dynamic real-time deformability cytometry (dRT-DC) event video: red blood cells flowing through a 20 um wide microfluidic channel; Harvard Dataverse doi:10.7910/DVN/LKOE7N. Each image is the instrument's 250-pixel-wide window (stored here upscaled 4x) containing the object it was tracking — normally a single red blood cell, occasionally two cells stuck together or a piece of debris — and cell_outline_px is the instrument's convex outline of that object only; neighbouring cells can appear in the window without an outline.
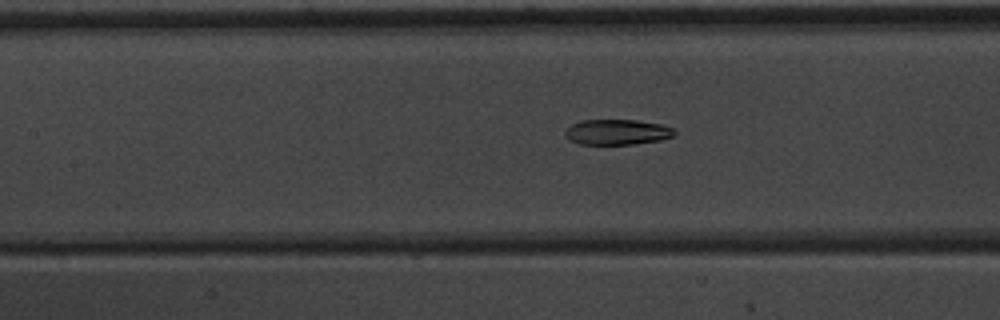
{"species": "common noctule bat (a hibernating species)", "species_latin": "Nyctalus noctula", "temperature_condition": "warm", "stored_images_in_passage": 30, "camera_frame_rate_fps": 3000, "um_per_image_px": 0.085, "animal": {"sex": "male", "body_mass_g": 20.1, "forearm_length_mm": 53.5}, "frame": {"image": 1, "passage_image": 5, "time_ms": 1.333, "image_size_px": [1000, 320], "cell_outline_px": [[676, 132], [672, 136], [660, 140], [632, 144], [580, 144], [564, 136], [564, 132], [572, 124], [580, 120], [636, 120], [660, 124], [672, 128]], "centroid_in_image_um": [52.43, 11.22], "position_along_channel_um": 155.0, "area_um2": 16.01}}
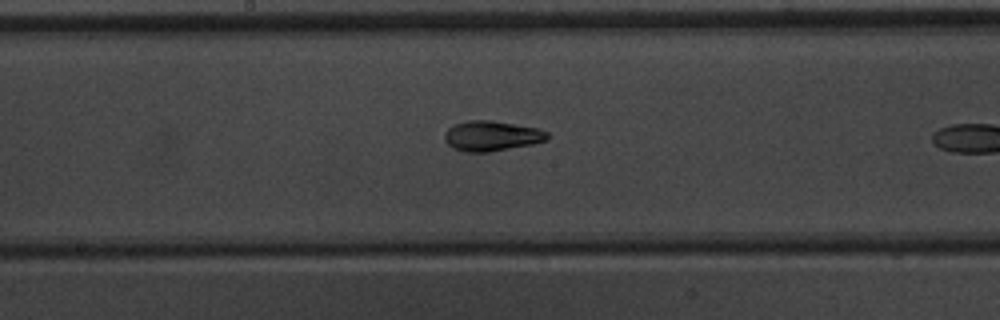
{"frame": {"image": 2, "passage_image": 9, "time_ms": 2.667, "image_size_px": [1000, 320], "cell_outline_px": [[552, 136], [548, 140], [532, 144], [488, 152], [464, 152], [448, 144], [444, 140], [444, 132], [448, 128], [456, 124], [468, 120], [492, 120], [540, 128], [548, 132]], "centroid_in_image_um": [41.84, 11.54], "position_along_channel_um": 206.4, "area_um2": 18.21}}
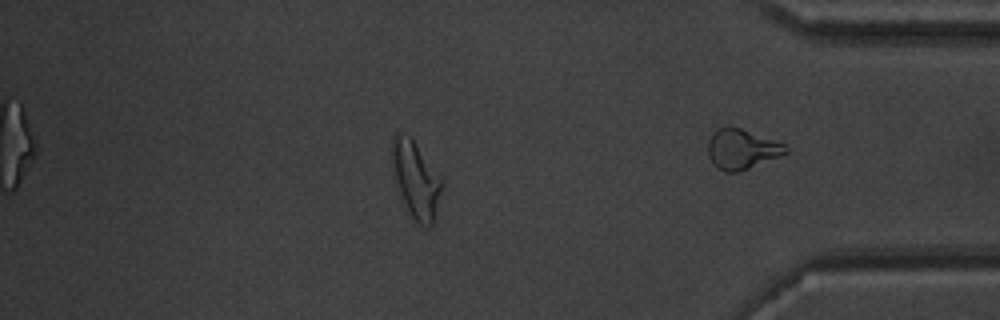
{"frame": {"image": 3, "passage_image": 22, "time_ms": 7.0, "image_size_px": [1000, 320], "cell_outline_px": [[444, 184], [432, 224], [428, 228], [424, 228], [408, 212], [404, 204], [396, 180], [392, 164], [392, 136], [396, 132], [400, 132], [412, 136], [440, 176]], "centroid_in_image_um": [35.36, 15.22], "position_along_channel_um": 399.8, "area_um2": 22.25}, "authors_computed_cell_mechanics": {"area_um2": 17.3689, "velocity_mm_per_s": 3.8554, "shape_relaxation_time_tau1_ms": 6.2366, "shape_relaxation_time_tau2_ms": 1.7232, "deformation_change_tau1": 0.1569, "deformation_change_tau2": 0.0749}}